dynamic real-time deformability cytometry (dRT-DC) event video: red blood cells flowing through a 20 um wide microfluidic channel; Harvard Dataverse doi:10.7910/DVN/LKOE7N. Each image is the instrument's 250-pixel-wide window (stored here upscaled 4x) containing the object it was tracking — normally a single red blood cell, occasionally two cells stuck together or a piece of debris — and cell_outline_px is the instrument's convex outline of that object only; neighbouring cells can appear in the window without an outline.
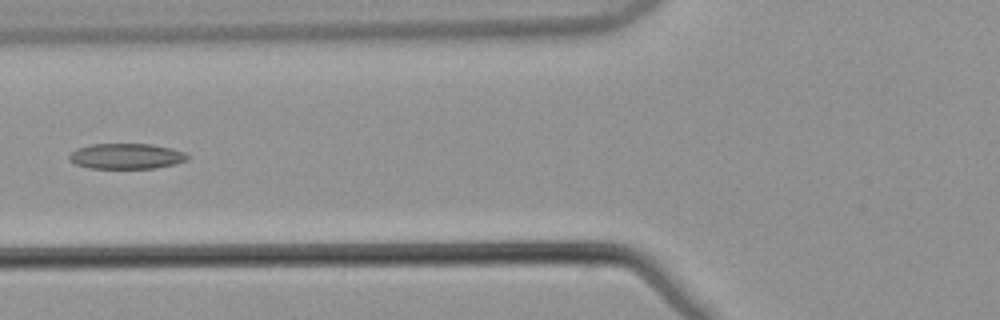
{"species": "common noctule bat (a hibernating species)", "species_latin": "Nyctalus noctula", "temperature_condition": "warm", "stored_images_in_passage": 3, "camera_frame_rate_fps": 3000, "um_per_image_px": 0.085, "animal": {"sex": "male", "body_mass_g": 21.5, "forearm_length_mm": 52.0}, "frame": {"image": 1, "passage_image": 3, "time_ms": 0.667, "image_size_px": [1000, 320], "cell_outline_px": [[188, 160], [176, 164], [152, 168], [92, 168], [76, 164], [68, 160], [68, 156], [76, 148], [92, 144], [152, 144], [184, 152], [188, 156]], "centroid_in_image_um": [10.72, 13.27], "position_along_channel_um": 115.1, "area_um2": 17.46}}